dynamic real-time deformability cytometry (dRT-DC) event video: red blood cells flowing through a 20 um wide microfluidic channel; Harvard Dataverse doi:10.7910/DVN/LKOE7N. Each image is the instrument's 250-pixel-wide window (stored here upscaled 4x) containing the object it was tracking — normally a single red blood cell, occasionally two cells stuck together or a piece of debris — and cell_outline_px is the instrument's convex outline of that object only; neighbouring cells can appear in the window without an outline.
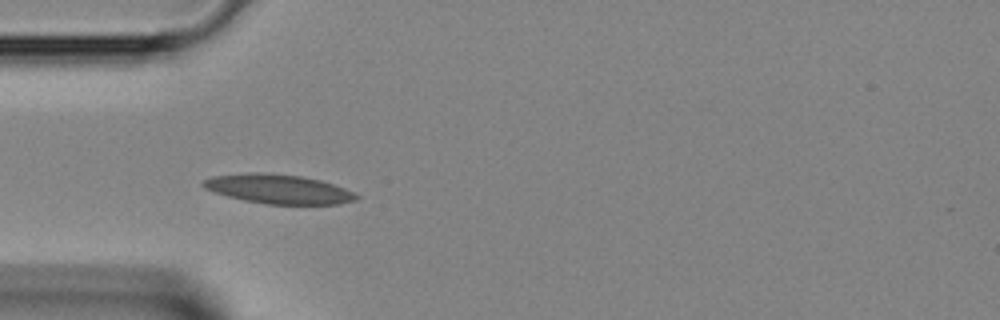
{"species": "Egyptian fruit bat (a non-hibernating species)", "species_latin": "Rousettus aegyptiacus", "temperature_condition": "room temperature", "stored_images_in_passage": 31, "camera_frame_rate_fps": 3000, "um_per_image_px": 0.085, "animal": {"sex": "female"}, "frame": {"image": 1, "passage_image": 1, "time_ms": 0.0, "image_size_px": [1000, 320], "cell_outline_px": [[360, 196], [356, 200], [340, 204], [264, 204], [244, 200], [228, 196], [204, 188], [200, 184], [204, 180], [212, 176], [256, 172], [300, 176], [320, 180], [356, 192]], "centroid_in_image_um": [23.69, 16.08], "position_along_channel_um": 61.3, "area_um2": 25.95}}
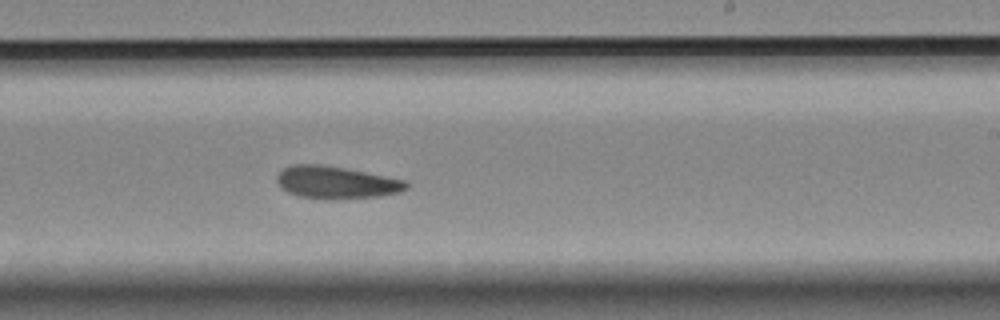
{"frame": {"image": 2, "passage_image": 14, "time_ms": 4.333, "image_size_px": [1000, 320], "cell_outline_px": [[408, 188], [400, 192], [380, 196], [300, 196], [288, 192], [276, 180], [276, 176], [284, 168], [292, 164], [320, 164], [344, 168], [408, 180]], "centroid_in_image_um": [28.62, 15.45], "position_along_channel_um": 260.4, "area_um2": 23.29}}
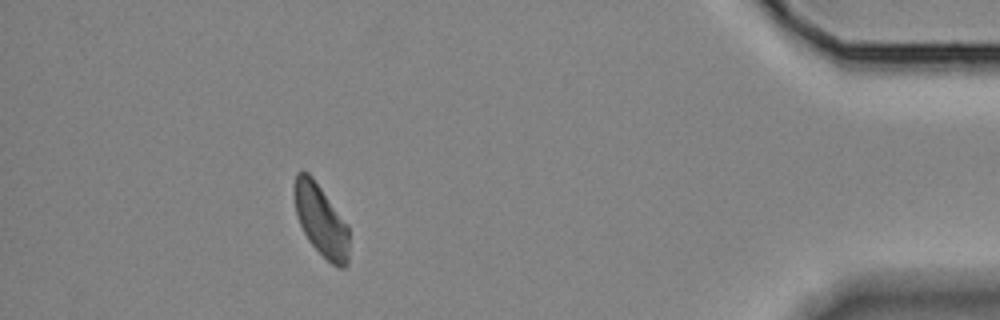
{"frame": {"image": 3, "passage_image": 27, "time_ms": 8.667, "image_size_px": [1000, 320], "cell_outline_px": [[348, 264], [344, 268], [340, 268], [332, 264], [308, 240], [300, 224], [296, 212], [296, 172], [300, 168], [308, 172], [312, 176], [348, 224]], "centroid_in_image_um": [27.31, 18.73], "position_along_channel_um": 407.9, "area_um2": 22.43}}